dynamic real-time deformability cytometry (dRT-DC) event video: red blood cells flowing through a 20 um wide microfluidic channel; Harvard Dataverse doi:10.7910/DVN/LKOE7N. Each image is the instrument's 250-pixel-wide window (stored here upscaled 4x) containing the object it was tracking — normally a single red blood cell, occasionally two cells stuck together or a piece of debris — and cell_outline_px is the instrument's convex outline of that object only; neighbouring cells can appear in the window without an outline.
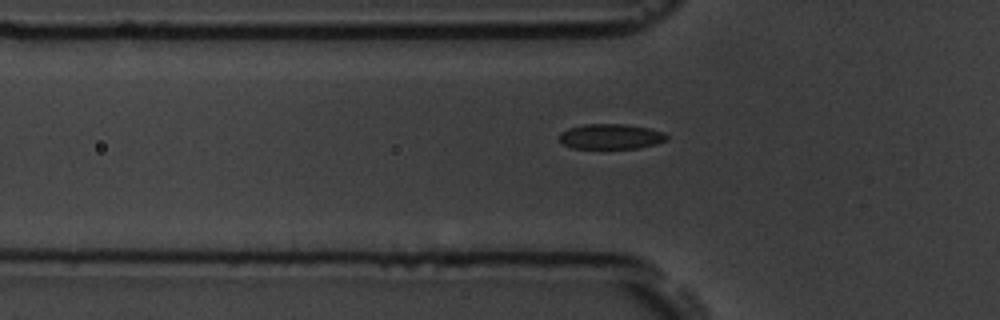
{"species": "common noctule bat (a hibernating species)", "species_latin": "Nyctalus noctula", "temperature_condition": "room temperature", "stored_images_in_passage": 40, "camera_frame_rate_fps": 3000, "um_per_image_px": 0.085, "animal": {"sex": "male", "body_mass_g": 19.5, "forearm_length_mm": 54.6}, "frame": {"image": 1, "passage_image": 2, "time_ms": 0.333, "image_size_px": [1000, 320], "cell_outline_px": [[668, 140], [656, 144], [640, 148], [572, 148], [564, 144], [560, 140], [560, 132], [568, 128], [584, 124], [624, 124], [648, 128], [664, 132], [668, 136]], "centroid_in_image_um": [51.94, 11.6], "position_along_channel_um": 73.9, "area_um2": 15.78}}
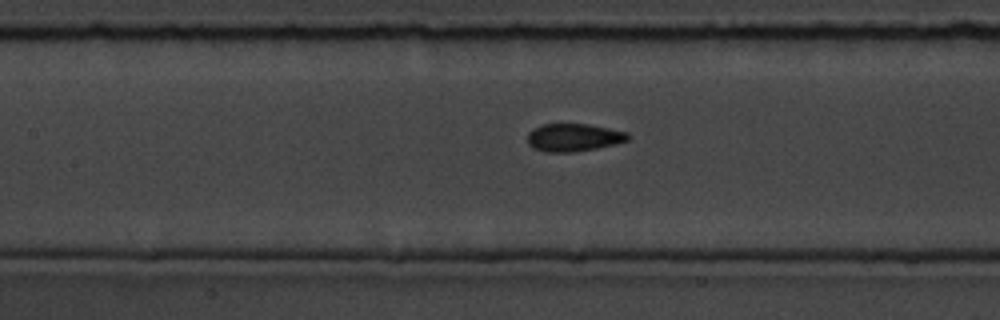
{"frame": {"image": 2, "passage_image": 9, "time_ms": 2.667, "image_size_px": [1000, 320], "cell_outline_px": [[632, 136], [628, 140], [596, 148], [572, 152], [548, 152], [532, 148], [528, 144], [528, 132], [532, 128], [544, 124], [588, 124], [628, 132]], "centroid_in_image_um": [48.74, 11.68], "position_along_channel_um": 158.7, "area_um2": 16.24}}
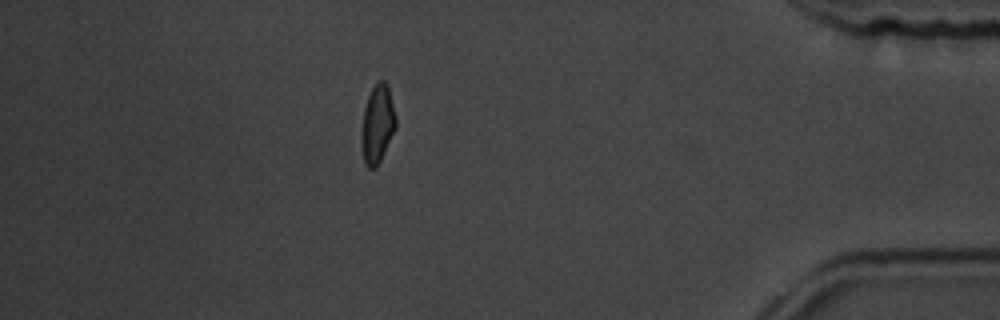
{"frame": {"image": 3, "passage_image": 33, "time_ms": 10.667, "image_size_px": [1000, 320], "cell_outline_px": [[396, 128], [376, 168], [368, 168], [364, 164], [364, 108], [368, 96], [376, 80], [384, 80], [388, 84], [396, 116]], "centroid_in_image_um": [32.14, 10.47], "position_along_channel_um": 403.1, "area_um2": 15.09}, "authors_computed_cell_mechanics": {"area_um2": 16.0106, "velocity_mm_per_s": 3.6087, "shape_relaxation_time_tau1_ms": 4.2422, "shape_relaxation_time_tau2_ms": 1.3985, "deformation_change_tau1": 0.1245, "deformation_change_tau2": 0.0593}}